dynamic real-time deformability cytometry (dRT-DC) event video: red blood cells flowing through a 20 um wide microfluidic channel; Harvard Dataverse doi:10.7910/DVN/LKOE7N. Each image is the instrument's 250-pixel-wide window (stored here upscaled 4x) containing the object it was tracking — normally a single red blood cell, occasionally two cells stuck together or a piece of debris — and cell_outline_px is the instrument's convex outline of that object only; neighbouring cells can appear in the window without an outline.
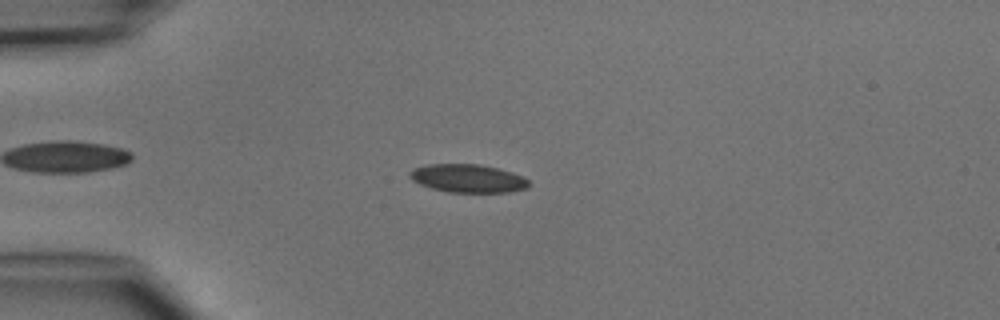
{"species": "common noctule bat (a hibernating species)", "species_latin": "Nyctalus noctula", "temperature_condition": "cold", "stored_images_in_passage": 4, "camera_frame_rate_fps": 3000, "um_per_image_px": 0.085, "animal": {"sex": "male", "body_mass_g": 15.6}, "frame": {"image": 1, "passage_image": 3, "time_ms": 2.333, "image_size_px": [1000, 320], "cell_outline_px": [[532, 184], [528, 188], [508, 192], [448, 192], [432, 188], [420, 184], [412, 180], [408, 176], [408, 172], [412, 168], [424, 164], [480, 164], [500, 168], [524, 176]], "centroid_in_image_um": [39.78, 15.15], "position_along_channel_um": 45.2, "area_um2": 19.94}}
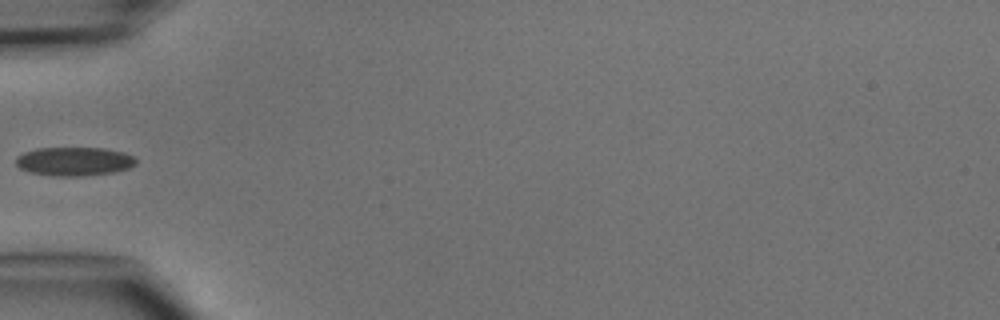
{"frame": {"image": 2, "passage_image": 4, "time_ms": 3.667, "image_size_px": [1000, 320], "cell_outline_px": [[136, 164], [128, 168], [116, 172], [80, 176], [52, 176], [32, 172], [20, 168], [16, 164], [16, 156], [24, 152], [36, 148], [104, 148], [124, 152], [132, 156], [136, 160]], "centroid_in_image_um": [6.31, 13.71], "position_along_channel_um": 78.7, "area_um2": 20.11}}